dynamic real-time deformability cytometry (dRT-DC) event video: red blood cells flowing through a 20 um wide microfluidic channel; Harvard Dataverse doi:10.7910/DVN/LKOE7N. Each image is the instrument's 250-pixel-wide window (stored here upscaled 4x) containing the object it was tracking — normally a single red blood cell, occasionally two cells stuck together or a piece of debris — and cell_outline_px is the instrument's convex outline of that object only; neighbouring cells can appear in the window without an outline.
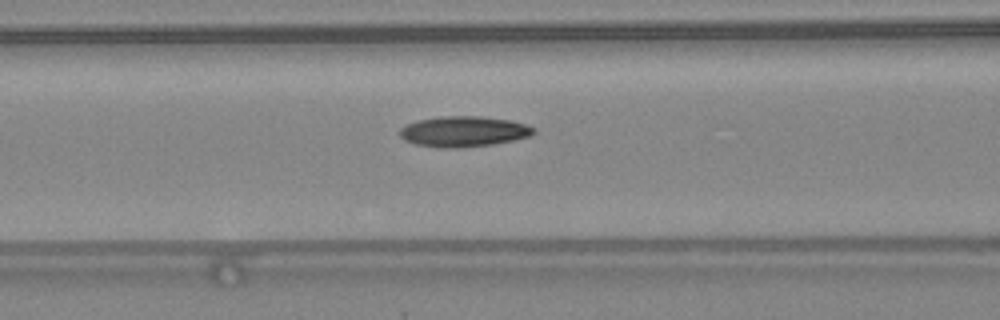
{"species": "common noctule bat (a hibernating species)", "species_latin": "Nyctalus noctula", "temperature_condition": "warm", "stored_images_in_passage": 32, "camera_frame_rate_fps": 3000, "um_per_image_px": 0.085, "animal": {"sex": "female", "body_mass_g": 24.6, "forearm_length_mm": 56.2}, "frame": {"image": 1, "passage_image": 5, "time_ms": 1.333, "image_size_px": [1000, 320], "cell_outline_px": [[536, 132], [528, 136], [516, 140], [492, 144], [460, 148], [440, 148], [416, 144], [404, 140], [400, 136], [400, 128], [408, 124], [420, 120], [440, 116], [480, 116], [508, 120], [524, 124], [536, 128]], "centroid_in_image_um": [39.41, 11.18], "position_along_channel_um": 127.2, "area_um2": 23.76}, "authors_computed_cell_mechanics": {"area_um2": 22.7443, "velocity_mm_per_s": 4.3782, "shape_relaxation_time_tau1_ms": null, "shape_relaxation_time_tau2_ms": 4.9552, "deformation_change_tau1": null, "deformation_change_tau2": 0.1247}}